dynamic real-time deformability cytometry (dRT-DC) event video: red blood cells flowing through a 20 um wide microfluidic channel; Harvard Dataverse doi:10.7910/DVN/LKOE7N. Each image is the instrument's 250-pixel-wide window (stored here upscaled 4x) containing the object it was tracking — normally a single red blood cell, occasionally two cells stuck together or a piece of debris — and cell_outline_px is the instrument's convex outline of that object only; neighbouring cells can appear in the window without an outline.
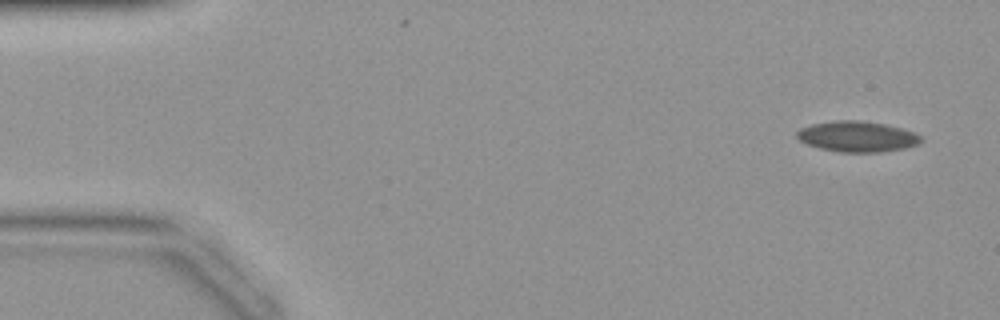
{"species": "common noctule bat (a hibernating species)", "species_latin": "Nyctalus noctula", "temperature_condition": "warm", "stored_images_in_passage": 43, "camera_frame_rate_fps": 3000, "um_per_image_px": 0.085, "animal": {"sex": "female", "body_mass_g": 19.9}, "frame": {"image": 1, "passage_image": 1, "time_ms": 0.0, "image_size_px": [1000, 320], "cell_outline_px": [[924, 140], [920, 144], [904, 148], [880, 152], [840, 152], [820, 148], [808, 144], [800, 140], [796, 136], [796, 132], [800, 128], [812, 124], [836, 120], [860, 120], [884, 124], [900, 128], [912, 132], [920, 136]], "centroid_in_image_um": [72.86, 11.6], "position_along_channel_um": 12.1, "area_um2": 22.08}}
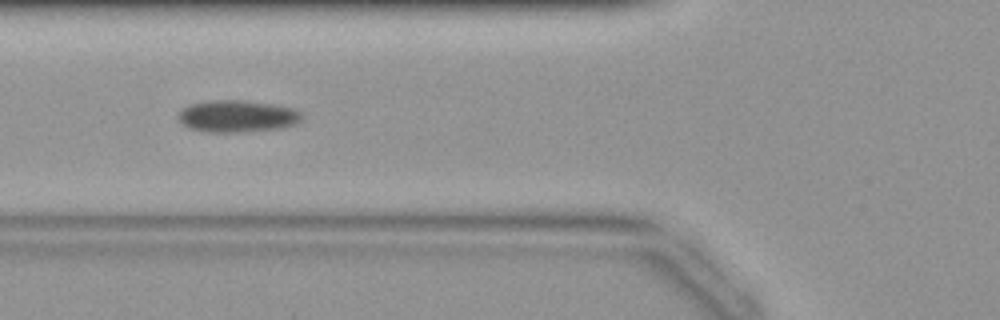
{"frame": {"image": 2, "passage_image": 15, "time_ms": 4.667, "image_size_px": [1000, 320], "cell_outline_px": [[304, 116], [296, 124], [284, 128], [236, 132], [208, 132], [188, 128], [176, 120], [176, 116], [188, 104], [208, 100], [240, 100], [272, 104], [296, 108]], "centroid_in_image_um": [20.15, 9.88], "position_along_channel_um": 105.6, "area_um2": 23.35}}
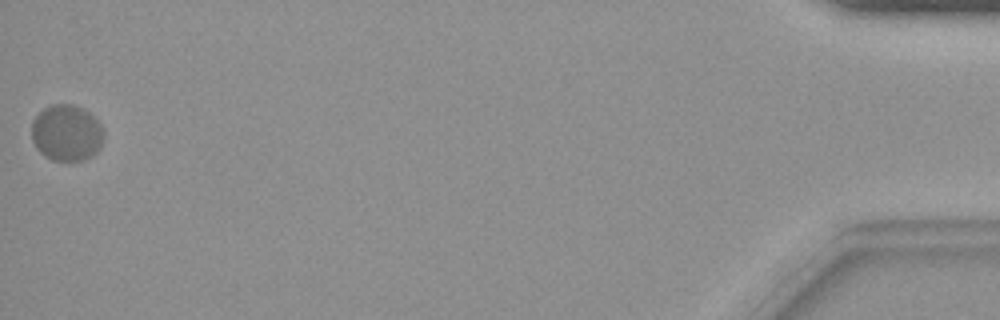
{"frame": {"image": 3, "passage_image": 43, "time_ms": 14.0, "image_size_px": [1000, 320], "cell_outline_px": [[104, 140], [100, 148], [92, 156], [84, 160], [52, 160], [44, 156], [36, 148], [32, 140], [32, 120], [44, 108], [52, 104], [72, 104], [88, 112], [100, 124], [104, 132]], "centroid_in_image_um": [5.66, 11.31], "position_along_channel_um": 429.5, "area_um2": 23.7}}